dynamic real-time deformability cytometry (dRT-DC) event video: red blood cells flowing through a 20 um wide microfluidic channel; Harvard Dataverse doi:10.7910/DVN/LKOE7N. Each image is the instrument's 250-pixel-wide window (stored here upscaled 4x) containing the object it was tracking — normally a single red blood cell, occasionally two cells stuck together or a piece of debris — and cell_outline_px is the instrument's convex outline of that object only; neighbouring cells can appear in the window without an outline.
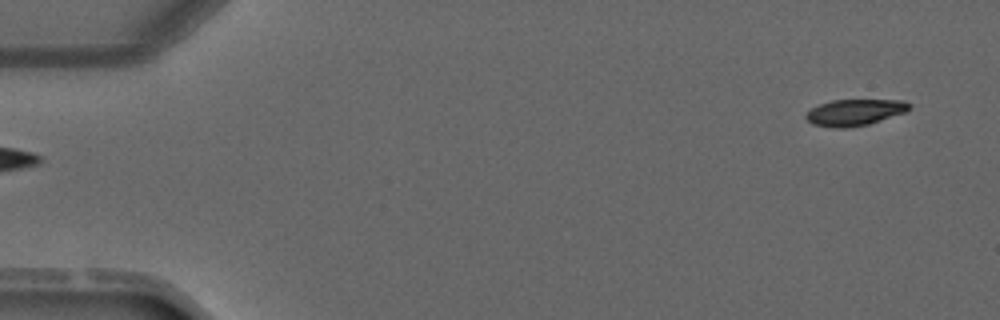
{"species": "common noctule bat (a hibernating species)", "species_latin": "Nyctalus noctula", "temperature_condition": "warm", "stored_images_in_passage": 3, "camera_frame_rate_fps": 3000, "um_per_image_px": 0.085, "animal": {"sex": "male", "forearm_length_mm": 52.5}, "frame": {"image": 1, "passage_image": 1, "time_ms": 0.0, "image_size_px": [1000, 320], "cell_outline_px": [[912, 104], [904, 112], [868, 124], [848, 128], [832, 128], [812, 124], [804, 116], [812, 108], [820, 104], [832, 100], [904, 100]], "centroid_in_image_um": [72.62, 9.55], "position_along_channel_um": 12.4, "area_um2": 15.72}}